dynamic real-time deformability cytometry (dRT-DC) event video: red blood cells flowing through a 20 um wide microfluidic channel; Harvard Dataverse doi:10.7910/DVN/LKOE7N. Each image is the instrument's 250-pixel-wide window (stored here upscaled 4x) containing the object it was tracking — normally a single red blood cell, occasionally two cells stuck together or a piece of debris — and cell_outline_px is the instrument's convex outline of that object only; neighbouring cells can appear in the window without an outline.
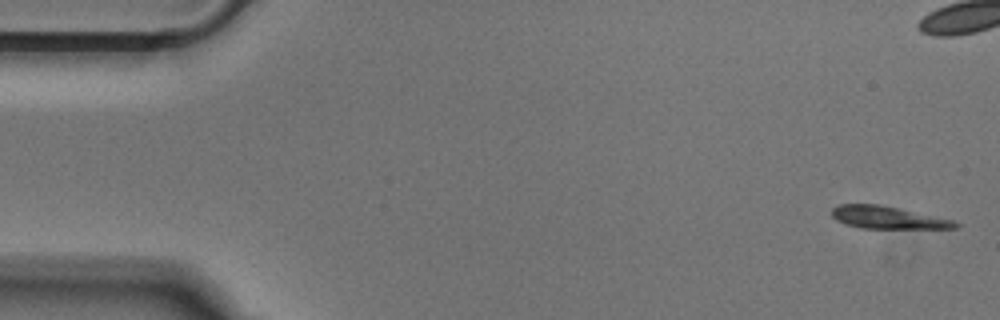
{"species": "Egyptian fruit bat (a non-hibernating species)", "species_latin": "Rousettus aegyptiacus", "temperature_condition": "cold", "stored_images_in_passage": 51, "camera_frame_rate_fps": 3000, "um_per_image_px": 0.085, "animal": {"sex": "male"}, "frame": {"image": 1, "passage_image": 1, "time_ms": 0.0, "image_size_px": [1000, 320], "cell_outline_px": [[960, 224], [956, 228], [860, 228], [844, 224], [836, 220], [832, 216], [832, 208], [840, 204], [880, 204], [900, 208], [952, 220]], "centroid_in_image_um": [75.41, 18.48], "position_along_channel_um": 9.6, "area_um2": 16.07}}
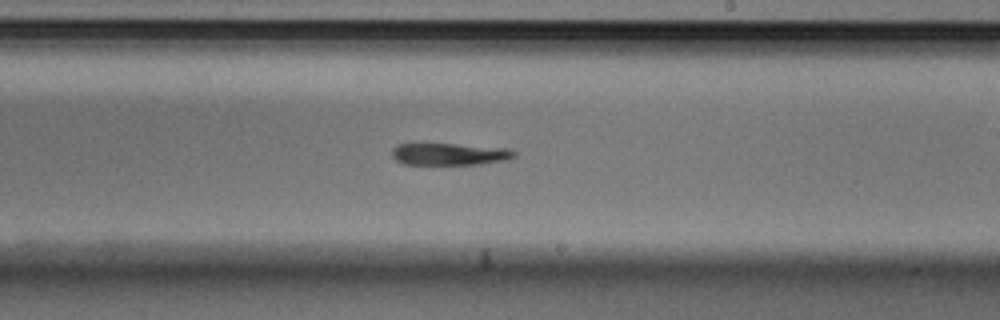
{"frame": {"image": 2, "passage_image": 29, "time_ms": 9.333, "image_size_px": [1000, 320], "cell_outline_px": [[516, 156], [508, 160], [480, 164], [404, 164], [396, 160], [392, 156], [392, 148], [400, 144], [456, 144], [508, 148], [516, 152]], "centroid_in_image_um": [38.25, 13.1], "position_along_channel_um": 250.7, "area_um2": 15.66}}
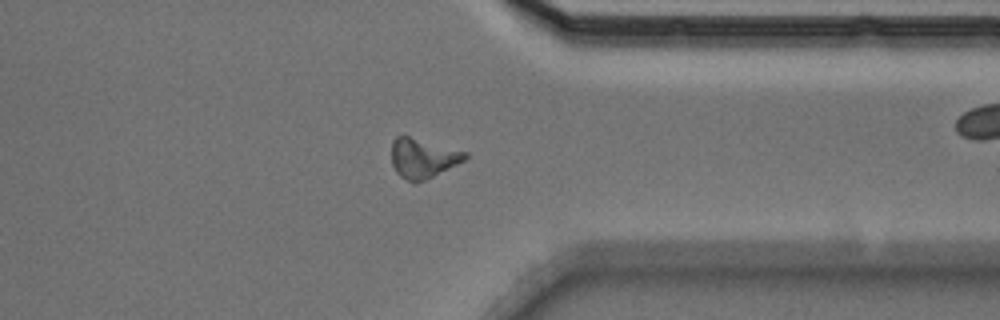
{"frame": {"image": 3, "passage_image": 39, "time_ms": 12.667, "image_size_px": [1000, 320], "cell_outline_px": [[468, 156], [464, 160], [416, 184], [412, 184], [400, 176], [396, 172], [392, 164], [392, 140], [396, 136], [408, 136], [468, 152]], "centroid_in_image_um": [35.91, 13.45], "position_along_channel_um": 375.5, "area_um2": 16.82}}